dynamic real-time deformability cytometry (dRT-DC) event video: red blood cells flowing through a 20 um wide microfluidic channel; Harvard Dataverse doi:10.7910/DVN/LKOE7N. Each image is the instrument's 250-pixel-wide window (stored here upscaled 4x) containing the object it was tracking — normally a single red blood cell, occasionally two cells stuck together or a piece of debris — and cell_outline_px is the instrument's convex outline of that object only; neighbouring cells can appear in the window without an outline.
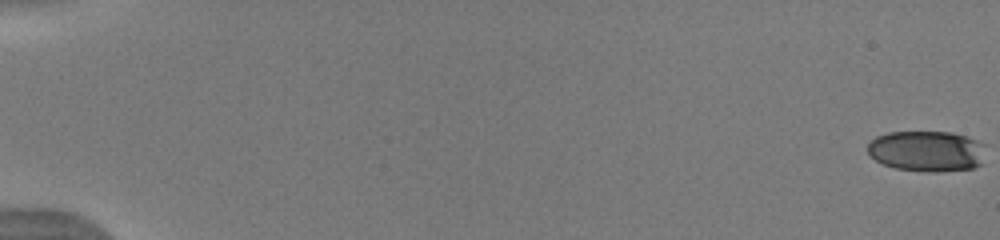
{"species": "human", "species_latin": "Homo sapiens", "temperature_condition": "warm", "stored_images_in_passage": 53, "camera_frame_rate_fps": 3000, "um_per_image_px": 0.085, "donor": {"sex": "male"}, "frame": {"image": 1, "passage_image": 1, "time_ms": 0.0, "image_size_px": [1000, 240], "cell_outline_px": [[984, 144], [980, 164], [972, 168], [940, 172], [928, 172], [896, 168], [884, 164], [876, 160], [868, 152], [868, 144], [876, 136], [888, 132], [952, 132], [976, 140]], "centroid_in_image_um": [78.75, 12.84], "position_along_channel_um": 6.2, "area_um2": 27.8}}
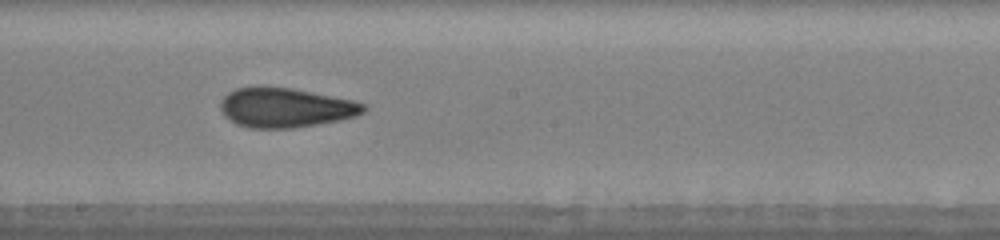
{"frame": {"image": 2, "passage_image": 32, "time_ms": 10.333, "image_size_px": [1000, 240], "cell_outline_px": [[368, 108], [364, 112], [356, 116], [340, 120], [292, 128], [248, 128], [236, 124], [224, 116], [220, 108], [220, 100], [228, 92], [236, 88], [260, 84], [292, 88], [352, 100], [368, 104]], "centroid_in_image_um": [24.23, 9.12], "position_along_channel_um": 224.0, "area_um2": 33.58}}
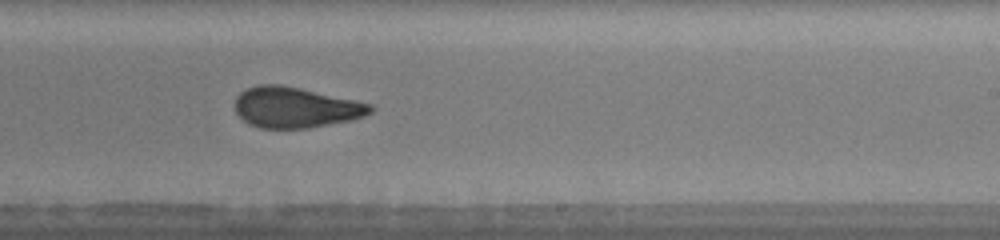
{"frame": {"image": 3, "passage_image": 35, "time_ms": 11.333, "image_size_px": [1000, 240], "cell_outline_px": [[376, 108], [372, 112], [364, 116], [352, 120], [308, 128], [260, 128], [248, 124], [236, 112], [236, 96], [240, 92], [256, 84], [280, 84], [300, 88], [372, 104]], "centroid_in_image_um": [25.12, 9.13], "position_along_channel_um": 263.9, "area_um2": 32.08}, "authors_computed_cell_mechanics": {"area_um2": 31.3276, "velocity_mm_per_s": 4.0176, "shape_relaxation_time_tau1_ms": null, "shape_relaxation_time_tau2_ms": 1.3753, "deformation_change_tau1": null, "deformation_change_tau2": 0.0829}}